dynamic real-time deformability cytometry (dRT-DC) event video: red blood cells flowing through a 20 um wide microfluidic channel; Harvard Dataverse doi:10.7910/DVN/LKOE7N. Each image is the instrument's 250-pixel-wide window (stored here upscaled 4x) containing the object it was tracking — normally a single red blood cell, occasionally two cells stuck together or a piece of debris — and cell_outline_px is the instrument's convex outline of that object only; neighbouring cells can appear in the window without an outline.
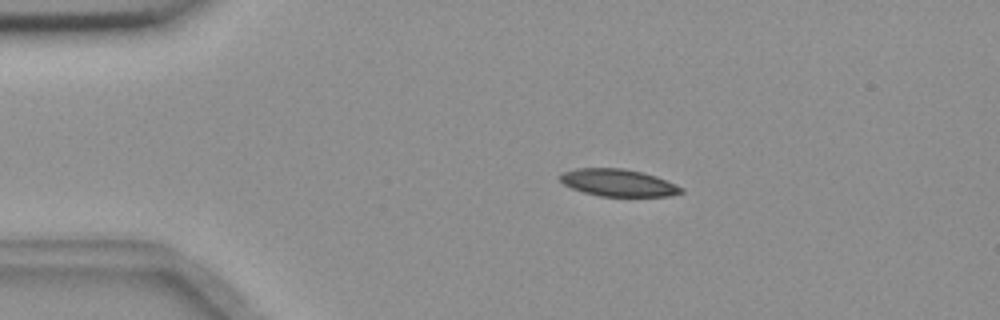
{"species": "common noctule bat (a hibernating species)", "species_latin": "Nyctalus noctula", "temperature_condition": "room temperature", "stored_images_in_passage": 6, "camera_frame_rate_fps": 3000, "um_per_image_px": 0.085, "animal": {"sex": "female", "body_mass_g": 18.4}, "frame": {"image": 1, "passage_image": 1, "time_ms": 0.0, "image_size_px": [1000, 320], "cell_outline_px": [[684, 192], [668, 196], [600, 196], [584, 192], [572, 188], [564, 184], [560, 180], [560, 176], [564, 172], [576, 168], [624, 168], [644, 172], [656, 176], [676, 184], [684, 188]], "centroid_in_image_um": [52.58, 15.53], "position_along_channel_um": 32.4, "area_um2": 19.19}}
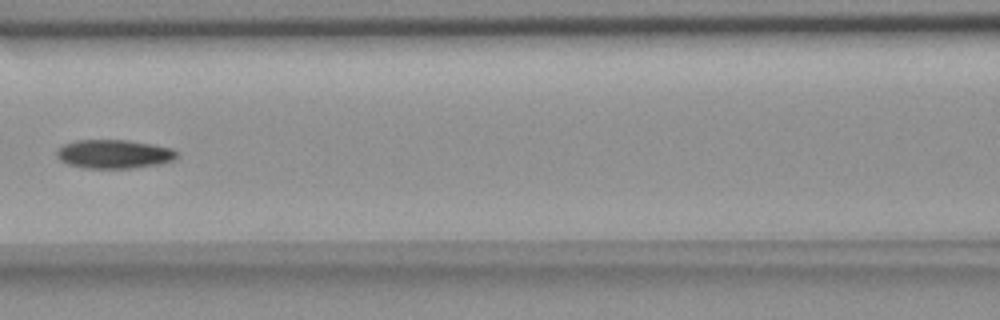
{"frame": {"image": 2, "passage_image": 5, "time_ms": 1.333, "image_size_px": [1000, 320], "cell_outline_px": [[180, 152], [176, 160], [160, 164], [132, 168], [84, 168], [68, 164], [60, 160], [56, 156], [56, 152], [64, 144], [76, 140], [128, 140], [152, 144], [172, 148]], "centroid_in_image_um": [9.74, 13.09], "position_along_channel_um": 156.9, "area_um2": 20.35}}
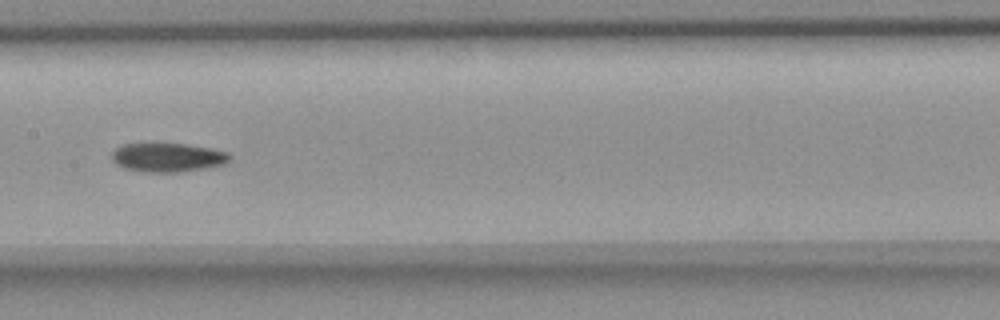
{"frame": {"image": 3, "passage_image": 6, "time_ms": 1.667, "image_size_px": [1000, 320], "cell_outline_px": [[232, 156], [224, 164], [204, 168], [180, 172], [148, 172], [124, 168], [116, 164], [112, 160], [112, 152], [120, 144], [184, 144], [212, 148], [228, 152]], "centroid_in_image_um": [14.25, 13.38], "position_along_channel_um": 193.1, "area_um2": 19.77}}